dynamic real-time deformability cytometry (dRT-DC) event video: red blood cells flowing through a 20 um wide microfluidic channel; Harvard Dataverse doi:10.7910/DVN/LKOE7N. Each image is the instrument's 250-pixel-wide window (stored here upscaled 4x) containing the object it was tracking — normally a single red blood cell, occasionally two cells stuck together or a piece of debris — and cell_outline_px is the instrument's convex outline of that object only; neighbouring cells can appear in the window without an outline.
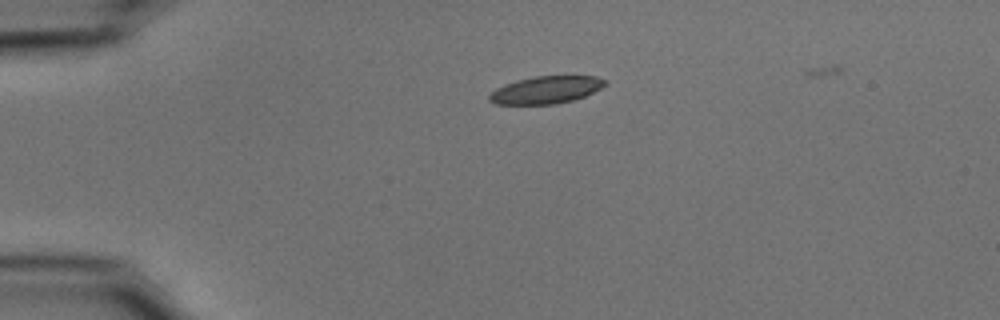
{"species": "common noctule bat (a hibernating species)", "species_latin": "Nyctalus noctula", "temperature_condition": "cold", "stored_images_in_passage": 42, "camera_frame_rate_fps": 3000, "um_per_image_px": 0.085, "animal": {"sex": "male", "body_mass_g": 15.6}, "frame": {"image": 1, "passage_image": 1, "time_ms": 0.0, "image_size_px": [1000, 320], "cell_outline_px": [[608, 84], [584, 96], [572, 100], [556, 104], [492, 104], [488, 100], [488, 96], [496, 88], [504, 84], [516, 80], [536, 76], [596, 76], [608, 80]], "centroid_in_image_um": [46.4, 7.64], "position_along_channel_um": 38.6, "area_um2": 18.55}}
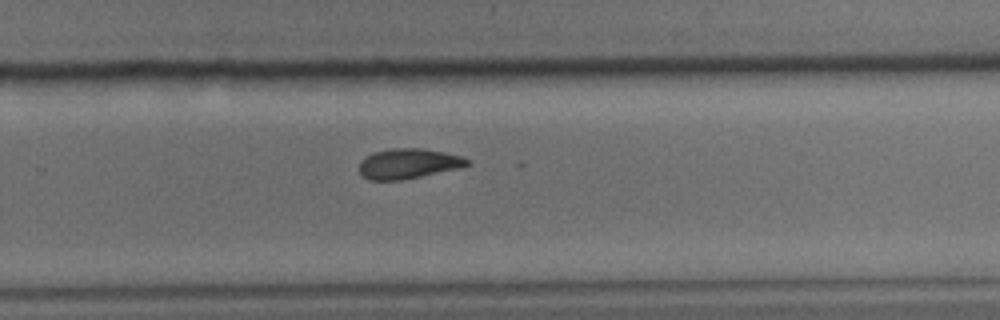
{"frame": {"image": 2, "passage_image": 25, "time_ms": 8.0, "image_size_px": [1000, 320], "cell_outline_px": [[468, 164], [460, 168], [400, 180], [368, 180], [360, 172], [360, 160], [364, 156], [376, 152], [392, 148], [420, 148], [444, 152], [460, 156], [468, 160]], "centroid_in_image_um": [34.67, 13.9], "position_along_channel_um": 295.1, "area_um2": 18.67}}
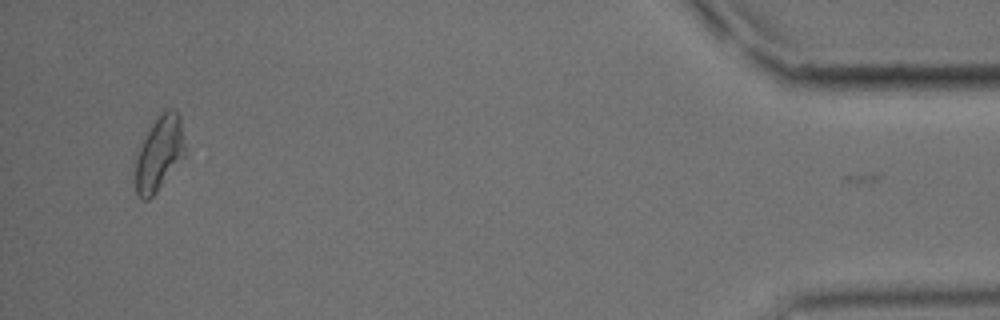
{"frame": {"image": 3, "passage_image": 41, "time_ms": 13.333, "image_size_px": [1000, 320], "cell_outline_px": [[184, 156], [156, 192], [148, 200], [140, 200], [136, 192], [132, 160], [156, 116], [164, 108], [172, 108], [180, 116], [184, 144]], "centroid_in_image_um": [13.46, 13.05], "position_along_channel_um": 421.7, "area_um2": 21.96}}